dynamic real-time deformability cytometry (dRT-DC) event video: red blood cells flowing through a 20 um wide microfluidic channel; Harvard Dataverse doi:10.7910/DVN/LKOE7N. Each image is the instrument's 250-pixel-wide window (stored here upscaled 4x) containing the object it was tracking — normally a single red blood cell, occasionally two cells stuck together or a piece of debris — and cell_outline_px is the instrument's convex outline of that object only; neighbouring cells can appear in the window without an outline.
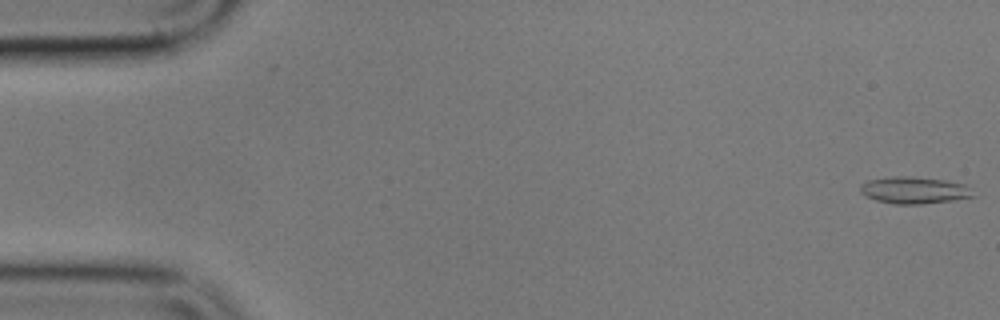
{"species": "common noctule bat (a hibernating species)", "species_latin": "Nyctalus noctula", "temperature_condition": "cold", "stored_images_in_passage": 3, "camera_frame_rate_fps": 3000, "um_per_image_px": 0.085, "animal": {"sex": "male", "body_mass_g": 17.9}, "frame": {"image": 1, "passage_image": 1, "time_ms": 0.0, "image_size_px": [1000, 320], "cell_outline_px": [[976, 196], [952, 200], [920, 204], [896, 204], [876, 200], [860, 192], [860, 184], [868, 180], [892, 176], [908, 176], [944, 180], [964, 184]], "centroid_in_image_um": [77.68, 16.16], "position_along_channel_um": 7.3, "area_um2": 17.46}}